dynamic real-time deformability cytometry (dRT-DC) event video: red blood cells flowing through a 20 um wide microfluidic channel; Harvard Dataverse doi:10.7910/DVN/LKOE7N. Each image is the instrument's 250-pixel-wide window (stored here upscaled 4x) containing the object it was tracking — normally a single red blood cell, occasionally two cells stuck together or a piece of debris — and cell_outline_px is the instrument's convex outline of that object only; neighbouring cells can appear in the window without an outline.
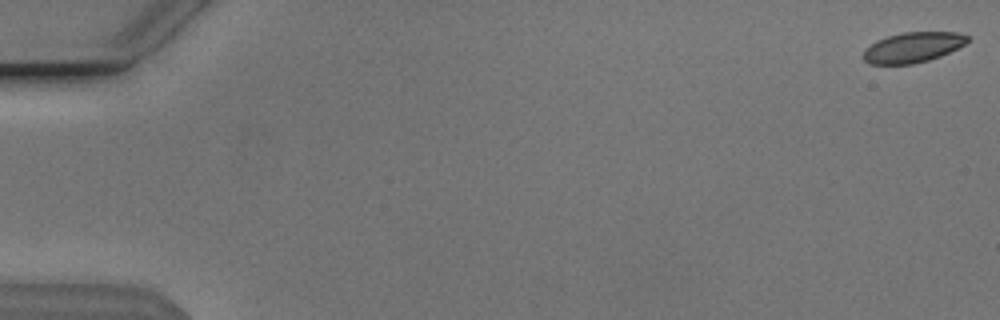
{"species": "Egyptian fruit bat (a non-hibernating species)", "species_latin": "Rousettus aegyptiacus", "temperature_condition": "cold", "stored_images_in_passage": 54, "camera_frame_rate_fps": 3000, "um_per_image_px": 0.085, "animal": {"sex": "male"}, "frame": {"image": 1, "passage_image": 1, "time_ms": 0.0, "image_size_px": [1000, 320], "cell_outline_px": [[968, 40], [964, 44], [940, 56], [928, 60], [912, 64], [868, 64], [864, 60], [864, 52], [876, 40], [888, 36], [904, 32], [956, 32], [968, 36]], "centroid_in_image_um": [77.58, 4.02], "position_along_channel_um": 7.4, "area_um2": 18.03}}
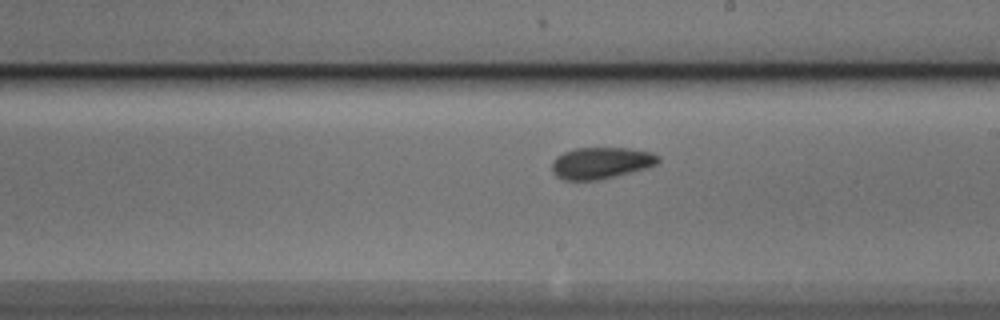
{"frame": {"image": 2, "passage_image": 32, "time_ms": 10.333, "image_size_px": [1000, 320], "cell_outline_px": [[660, 160], [656, 164], [648, 168], [600, 180], [564, 180], [556, 176], [552, 172], [552, 160], [556, 156], [564, 152], [576, 148], [628, 148], [652, 152], [660, 156]], "centroid_in_image_um": [51.09, 13.85], "position_along_channel_um": 237.9, "area_um2": 19.77}}
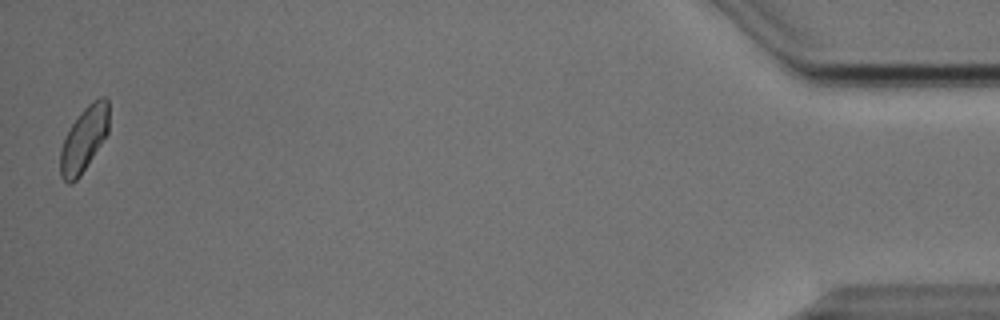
{"frame": {"image": 3, "passage_image": 54, "time_ms": 17.667, "image_size_px": [1000, 320], "cell_outline_px": [[108, 132], [80, 176], [72, 184], [68, 184], [60, 176], [60, 148], [72, 124], [80, 112], [92, 100], [100, 96], [104, 96], [108, 100]], "centroid_in_image_um": [7.13, 11.83], "position_along_channel_um": 428.1, "area_um2": 18.21}, "authors_computed_cell_mechanics": {"area_um2": 19.1029, "velocity_mm_per_s": 3.8152, "shape_relaxation_time_tau1_ms": 10.5323, "shape_relaxation_time_tau2_ms": 3.6395, "deformation_change_tau1": 0.1367, "deformation_change_tau2": 0.0713}}